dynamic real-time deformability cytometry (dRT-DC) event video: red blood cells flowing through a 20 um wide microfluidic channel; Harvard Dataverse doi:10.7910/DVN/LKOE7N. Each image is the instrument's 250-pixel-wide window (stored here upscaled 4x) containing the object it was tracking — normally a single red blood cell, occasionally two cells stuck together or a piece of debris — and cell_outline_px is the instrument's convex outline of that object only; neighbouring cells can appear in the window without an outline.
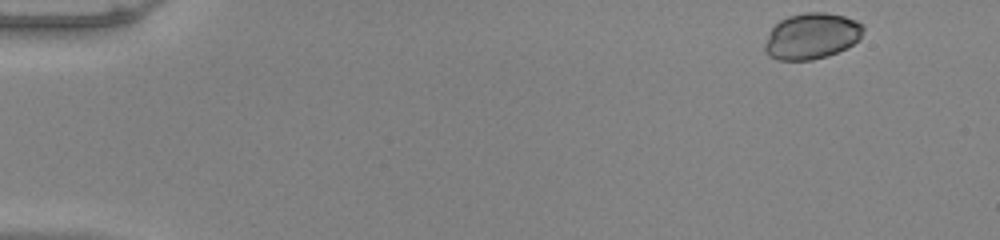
{"species": "common noctule bat (a hibernating species)", "species_latin": "Nyctalus noctula", "temperature_condition": "warm", "stored_images_in_passage": 49, "camera_frame_rate_fps": 3000, "um_per_image_px": 0.085, "animal": {"sex": "male", "body_mass_g": 20.0, "forearm_length_mm": 53.3}, "frame": {"image": 1, "passage_image": 1, "time_ms": 0.0, "image_size_px": [1000, 240], "cell_outline_px": [[864, 28], [860, 40], [828, 56], [812, 60], [776, 60], [768, 56], [764, 52], [764, 44], [772, 28], [780, 20], [788, 16], [804, 12], [824, 12], [844, 16], [856, 20], [864, 24]], "centroid_in_image_um": [68.99, 3.07], "position_along_channel_um": 16.0, "area_um2": 26.59}}
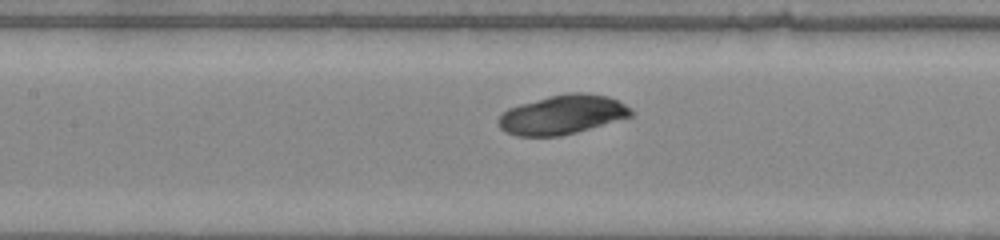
{"frame": {"image": 2, "passage_image": 22, "time_ms": 7.0, "image_size_px": [1000, 240], "cell_outline_px": [[632, 116], [576, 132], [560, 136], [516, 136], [504, 132], [500, 128], [496, 120], [508, 108], [520, 104], [548, 96], [568, 92], [584, 92], [608, 96], [632, 108]], "centroid_in_image_um": [47.77, 9.74], "position_along_channel_um": 159.6, "area_um2": 30.35}}
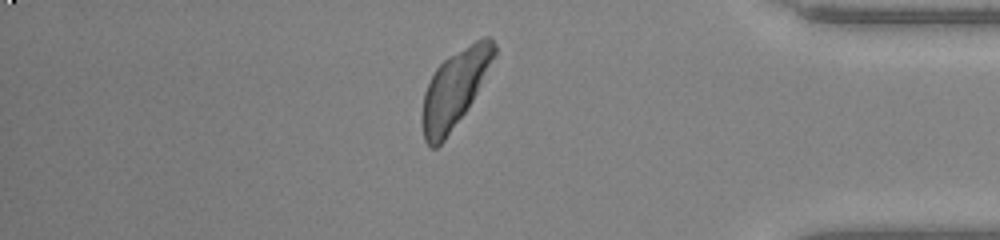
{"frame": {"image": 3, "passage_image": 42, "time_ms": 13.667, "image_size_px": [1000, 240], "cell_outline_px": [[496, 52], [468, 108], [444, 140], [436, 148], [428, 148], [424, 140], [420, 120], [420, 116], [424, 92], [436, 68], [448, 56], [476, 40], [484, 36], [492, 36], [496, 44]], "centroid_in_image_um": [38.6, 7.56], "position_along_channel_um": 396.6, "area_um2": 32.02}}